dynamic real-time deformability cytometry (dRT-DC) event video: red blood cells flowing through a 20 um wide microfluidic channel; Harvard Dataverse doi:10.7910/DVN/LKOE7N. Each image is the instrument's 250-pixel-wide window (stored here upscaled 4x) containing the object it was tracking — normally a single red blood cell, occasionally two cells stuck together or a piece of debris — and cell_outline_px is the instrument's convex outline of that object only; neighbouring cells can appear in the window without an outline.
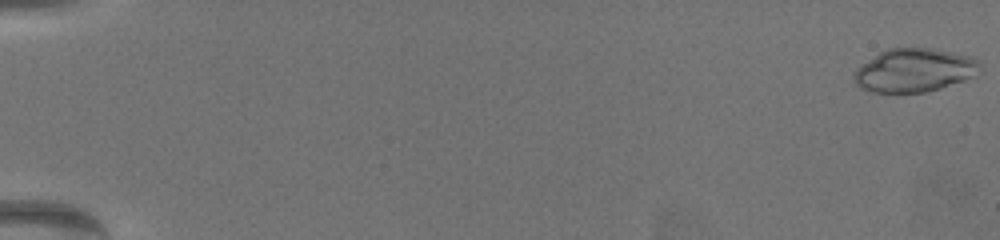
{"species": "common noctule bat (a hibernating species)", "species_latin": "Nyctalus noctula", "temperature_condition": "warm", "stored_images_in_passage": 64, "camera_frame_rate_fps": 3000, "um_per_image_px": 0.085, "animal": {"sex": "female", "body_mass_g": 19.5, "forearm_length_mm": 54.1}, "frame": {"image": 1, "passage_image": 1, "time_ms": 0.0, "image_size_px": [1000, 240], "cell_outline_px": [[980, 64], [972, 76], [964, 80], [928, 92], [868, 92], [860, 88], [856, 84], [852, 76], [856, 68], [880, 52], [888, 48], [932, 48], [972, 56], [980, 60]], "centroid_in_image_um": [77.68, 5.97], "position_along_channel_um": 7.3, "area_um2": 31.79}}
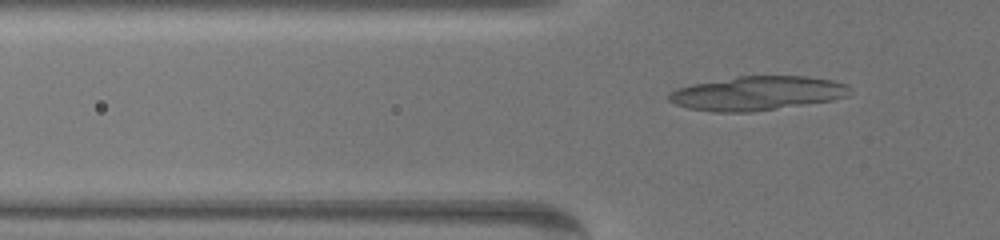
{"frame": {"image": 2, "passage_image": 23, "time_ms": 7.333, "image_size_px": [1000, 240], "cell_outline_px": [[848, 96], [832, 100], [752, 112], [712, 112], [688, 108], [676, 104], [668, 100], [668, 96], [676, 88], [692, 84], [740, 76], [804, 76], [832, 80], [848, 84]], "centroid_in_image_um": [64.35, 7.93], "position_along_channel_um": 61.5, "area_um2": 35.72}}